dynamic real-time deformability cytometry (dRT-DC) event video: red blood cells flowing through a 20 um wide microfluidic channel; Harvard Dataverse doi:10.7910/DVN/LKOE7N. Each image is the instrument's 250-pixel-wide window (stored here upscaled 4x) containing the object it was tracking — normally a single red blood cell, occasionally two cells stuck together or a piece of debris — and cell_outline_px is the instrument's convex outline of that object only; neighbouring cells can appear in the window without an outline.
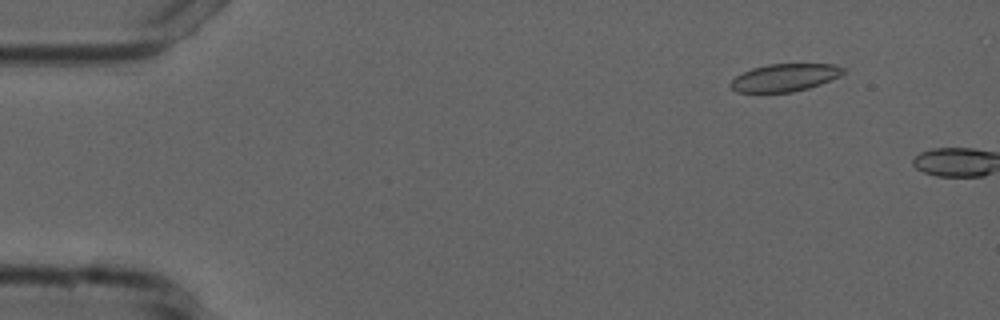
{"species": "common noctule bat (a hibernating species)", "species_latin": "Nyctalus noctula", "temperature_condition": "cold", "stored_images_in_passage": 7, "camera_frame_rate_fps": 3000, "um_per_image_px": 0.085, "animal": {"sex": "male", "forearm_length_mm": 52.5}, "frame": {"image": 1, "passage_image": 6, "time_ms": 1.667, "image_size_px": [1000, 320], "cell_outline_px": [[844, 72], [840, 76], [820, 84], [808, 88], [792, 92], [736, 92], [728, 84], [736, 76], [752, 68], [768, 64], [836, 64], [844, 68]], "centroid_in_image_um": [66.7, 6.59], "position_along_channel_um": 18.3, "area_um2": 18.03}}